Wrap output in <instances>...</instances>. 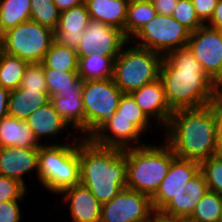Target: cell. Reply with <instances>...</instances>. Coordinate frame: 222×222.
<instances>
[{"instance_id":"cell-1","label":"cell","mask_w":222,"mask_h":222,"mask_svg":"<svg viewBox=\"0 0 222 222\" xmlns=\"http://www.w3.org/2000/svg\"><path fill=\"white\" fill-rule=\"evenodd\" d=\"M159 78L173 111L211 105L217 90L188 46L164 56Z\"/></svg>"},{"instance_id":"cell-7","label":"cell","mask_w":222,"mask_h":222,"mask_svg":"<svg viewBox=\"0 0 222 222\" xmlns=\"http://www.w3.org/2000/svg\"><path fill=\"white\" fill-rule=\"evenodd\" d=\"M123 92L113 78L86 80L82 84L85 139H90L117 111Z\"/></svg>"},{"instance_id":"cell-9","label":"cell","mask_w":222,"mask_h":222,"mask_svg":"<svg viewBox=\"0 0 222 222\" xmlns=\"http://www.w3.org/2000/svg\"><path fill=\"white\" fill-rule=\"evenodd\" d=\"M54 41V31L31 20L5 31V53L41 63Z\"/></svg>"},{"instance_id":"cell-12","label":"cell","mask_w":222,"mask_h":222,"mask_svg":"<svg viewBox=\"0 0 222 222\" xmlns=\"http://www.w3.org/2000/svg\"><path fill=\"white\" fill-rule=\"evenodd\" d=\"M128 41L120 29L90 19L76 52L78 57H86L91 53L100 52L115 60Z\"/></svg>"},{"instance_id":"cell-3","label":"cell","mask_w":222,"mask_h":222,"mask_svg":"<svg viewBox=\"0 0 222 222\" xmlns=\"http://www.w3.org/2000/svg\"><path fill=\"white\" fill-rule=\"evenodd\" d=\"M80 184L104 204L127 188L126 155L123 149L101 147L78 137Z\"/></svg>"},{"instance_id":"cell-37","label":"cell","mask_w":222,"mask_h":222,"mask_svg":"<svg viewBox=\"0 0 222 222\" xmlns=\"http://www.w3.org/2000/svg\"><path fill=\"white\" fill-rule=\"evenodd\" d=\"M27 190L21 182L0 175V203L10 200H24Z\"/></svg>"},{"instance_id":"cell-30","label":"cell","mask_w":222,"mask_h":222,"mask_svg":"<svg viewBox=\"0 0 222 222\" xmlns=\"http://www.w3.org/2000/svg\"><path fill=\"white\" fill-rule=\"evenodd\" d=\"M79 58L76 50L53 41L42 63L47 68L62 71H78Z\"/></svg>"},{"instance_id":"cell-35","label":"cell","mask_w":222,"mask_h":222,"mask_svg":"<svg viewBox=\"0 0 222 222\" xmlns=\"http://www.w3.org/2000/svg\"><path fill=\"white\" fill-rule=\"evenodd\" d=\"M172 16L191 32L204 25L196 14L191 0H179L174 8Z\"/></svg>"},{"instance_id":"cell-2","label":"cell","mask_w":222,"mask_h":222,"mask_svg":"<svg viewBox=\"0 0 222 222\" xmlns=\"http://www.w3.org/2000/svg\"><path fill=\"white\" fill-rule=\"evenodd\" d=\"M163 130L164 141L178 158L201 162L220 153L212 105L175 110Z\"/></svg>"},{"instance_id":"cell-24","label":"cell","mask_w":222,"mask_h":222,"mask_svg":"<svg viewBox=\"0 0 222 222\" xmlns=\"http://www.w3.org/2000/svg\"><path fill=\"white\" fill-rule=\"evenodd\" d=\"M54 109L77 131L80 137H85V113L82 94H69L50 97Z\"/></svg>"},{"instance_id":"cell-40","label":"cell","mask_w":222,"mask_h":222,"mask_svg":"<svg viewBox=\"0 0 222 222\" xmlns=\"http://www.w3.org/2000/svg\"><path fill=\"white\" fill-rule=\"evenodd\" d=\"M211 105L214 108L217 118L219 150L222 153V88H217Z\"/></svg>"},{"instance_id":"cell-43","label":"cell","mask_w":222,"mask_h":222,"mask_svg":"<svg viewBox=\"0 0 222 222\" xmlns=\"http://www.w3.org/2000/svg\"><path fill=\"white\" fill-rule=\"evenodd\" d=\"M10 92L8 89L0 86V120L8 116V101Z\"/></svg>"},{"instance_id":"cell-18","label":"cell","mask_w":222,"mask_h":222,"mask_svg":"<svg viewBox=\"0 0 222 222\" xmlns=\"http://www.w3.org/2000/svg\"><path fill=\"white\" fill-rule=\"evenodd\" d=\"M62 202L68 203L70 221L66 222H100L101 203L91 193V191L82 184L75 185L62 191ZM65 222V221H64Z\"/></svg>"},{"instance_id":"cell-29","label":"cell","mask_w":222,"mask_h":222,"mask_svg":"<svg viewBox=\"0 0 222 222\" xmlns=\"http://www.w3.org/2000/svg\"><path fill=\"white\" fill-rule=\"evenodd\" d=\"M30 0H0V27L4 31L30 20Z\"/></svg>"},{"instance_id":"cell-28","label":"cell","mask_w":222,"mask_h":222,"mask_svg":"<svg viewBox=\"0 0 222 222\" xmlns=\"http://www.w3.org/2000/svg\"><path fill=\"white\" fill-rule=\"evenodd\" d=\"M29 62L8 53L0 57V86L9 91L20 87Z\"/></svg>"},{"instance_id":"cell-38","label":"cell","mask_w":222,"mask_h":222,"mask_svg":"<svg viewBox=\"0 0 222 222\" xmlns=\"http://www.w3.org/2000/svg\"><path fill=\"white\" fill-rule=\"evenodd\" d=\"M20 202L24 200H10L0 203V222H22L23 211Z\"/></svg>"},{"instance_id":"cell-8","label":"cell","mask_w":222,"mask_h":222,"mask_svg":"<svg viewBox=\"0 0 222 222\" xmlns=\"http://www.w3.org/2000/svg\"><path fill=\"white\" fill-rule=\"evenodd\" d=\"M190 34L191 31L172 15L157 14L129 42L165 56L173 50L186 47Z\"/></svg>"},{"instance_id":"cell-20","label":"cell","mask_w":222,"mask_h":222,"mask_svg":"<svg viewBox=\"0 0 222 222\" xmlns=\"http://www.w3.org/2000/svg\"><path fill=\"white\" fill-rule=\"evenodd\" d=\"M25 121L41 145L60 144L61 142H51V138L56 140L57 136L62 137V132L70 128V125L54 109L51 101L33 112ZM42 141L45 142L42 143Z\"/></svg>"},{"instance_id":"cell-10","label":"cell","mask_w":222,"mask_h":222,"mask_svg":"<svg viewBox=\"0 0 222 222\" xmlns=\"http://www.w3.org/2000/svg\"><path fill=\"white\" fill-rule=\"evenodd\" d=\"M187 46L215 86L222 88V31L204 24L191 32Z\"/></svg>"},{"instance_id":"cell-44","label":"cell","mask_w":222,"mask_h":222,"mask_svg":"<svg viewBox=\"0 0 222 222\" xmlns=\"http://www.w3.org/2000/svg\"><path fill=\"white\" fill-rule=\"evenodd\" d=\"M85 0H53L60 12L71 9L75 6L81 5Z\"/></svg>"},{"instance_id":"cell-16","label":"cell","mask_w":222,"mask_h":222,"mask_svg":"<svg viewBox=\"0 0 222 222\" xmlns=\"http://www.w3.org/2000/svg\"><path fill=\"white\" fill-rule=\"evenodd\" d=\"M208 190L205 177L203 173L199 171L159 213L169 218L186 221L191 216L196 204Z\"/></svg>"},{"instance_id":"cell-21","label":"cell","mask_w":222,"mask_h":222,"mask_svg":"<svg viewBox=\"0 0 222 222\" xmlns=\"http://www.w3.org/2000/svg\"><path fill=\"white\" fill-rule=\"evenodd\" d=\"M48 102H50L48 90H28L18 87L10 92L8 116L25 121Z\"/></svg>"},{"instance_id":"cell-34","label":"cell","mask_w":222,"mask_h":222,"mask_svg":"<svg viewBox=\"0 0 222 222\" xmlns=\"http://www.w3.org/2000/svg\"><path fill=\"white\" fill-rule=\"evenodd\" d=\"M200 171L205 177L209 191L222 195V153L201 161Z\"/></svg>"},{"instance_id":"cell-11","label":"cell","mask_w":222,"mask_h":222,"mask_svg":"<svg viewBox=\"0 0 222 222\" xmlns=\"http://www.w3.org/2000/svg\"><path fill=\"white\" fill-rule=\"evenodd\" d=\"M154 213L149 196L125 188L101 204L100 222H149Z\"/></svg>"},{"instance_id":"cell-25","label":"cell","mask_w":222,"mask_h":222,"mask_svg":"<svg viewBox=\"0 0 222 222\" xmlns=\"http://www.w3.org/2000/svg\"><path fill=\"white\" fill-rule=\"evenodd\" d=\"M43 71L50 97L82 94L83 79L78 75V71H62L47 68L44 64Z\"/></svg>"},{"instance_id":"cell-41","label":"cell","mask_w":222,"mask_h":222,"mask_svg":"<svg viewBox=\"0 0 222 222\" xmlns=\"http://www.w3.org/2000/svg\"><path fill=\"white\" fill-rule=\"evenodd\" d=\"M179 0H153L158 14L171 16Z\"/></svg>"},{"instance_id":"cell-31","label":"cell","mask_w":222,"mask_h":222,"mask_svg":"<svg viewBox=\"0 0 222 222\" xmlns=\"http://www.w3.org/2000/svg\"><path fill=\"white\" fill-rule=\"evenodd\" d=\"M221 209L222 195L208 190L185 222H218Z\"/></svg>"},{"instance_id":"cell-19","label":"cell","mask_w":222,"mask_h":222,"mask_svg":"<svg viewBox=\"0 0 222 222\" xmlns=\"http://www.w3.org/2000/svg\"><path fill=\"white\" fill-rule=\"evenodd\" d=\"M90 19L85 2L60 12L58 24L54 30V41L76 50Z\"/></svg>"},{"instance_id":"cell-33","label":"cell","mask_w":222,"mask_h":222,"mask_svg":"<svg viewBox=\"0 0 222 222\" xmlns=\"http://www.w3.org/2000/svg\"><path fill=\"white\" fill-rule=\"evenodd\" d=\"M30 5V20L54 31L58 24L60 11L53 0H30Z\"/></svg>"},{"instance_id":"cell-23","label":"cell","mask_w":222,"mask_h":222,"mask_svg":"<svg viewBox=\"0 0 222 222\" xmlns=\"http://www.w3.org/2000/svg\"><path fill=\"white\" fill-rule=\"evenodd\" d=\"M39 148L37 141L26 121L6 116L0 120V147Z\"/></svg>"},{"instance_id":"cell-22","label":"cell","mask_w":222,"mask_h":222,"mask_svg":"<svg viewBox=\"0 0 222 222\" xmlns=\"http://www.w3.org/2000/svg\"><path fill=\"white\" fill-rule=\"evenodd\" d=\"M91 19L123 31L130 0H85Z\"/></svg>"},{"instance_id":"cell-6","label":"cell","mask_w":222,"mask_h":222,"mask_svg":"<svg viewBox=\"0 0 222 222\" xmlns=\"http://www.w3.org/2000/svg\"><path fill=\"white\" fill-rule=\"evenodd\" d=\"M163 58L128 41L114 60L113 80L123 93H131L159 79Z\"/></svg>"},{"instance_id":"cell-27","label":"cell","mask_w":222,"mask_h":222,"mask_svg":"<svg viewBox=\"0 0 222 222\" xmlns=\"http://www.w3.org/2000/svg\"><path fill=\"white\" fill-rule=\"evenodd\" d=\"M157 14L152 2L130 0L124 25V36L130 40L143 25L147 24Z\"/></svg>"},{"instance_id":"cell-15","label":"cell","mask_w":222,"mask_h":222,"mask_svg":"<svg viewBox=\"0 0 222 222\" xmlns=\"http://www.w3.org/2000/svg\"><path fill=\"white\" fill-rule=\"evenodd\" d=\"M130 94L141 110L153 121V125L157 123L156 128L164 129L167 126L174 111L166 100L160 78L132 91Z\"/></svg>"},{"instance_id":"cell-26","label":"cell","mask_w":222,"mask_h":222,"mask_svg":"<svg viewBox=\"0 0 222 222\" xmlns=\"http://www.w3.org/2000/svg\"><path fill=\"white\" fill-rule=\"evenodd\" d=\"M78 75L86 80L113 78L114 59L100 52L78 57Z\"/></svg>"},{"instance_id":"cell-4","label":"cell","mask_w":222,"mask_h":222,"mask_svg":"<svg viewBox=\"0 0 222 222\" xmlns=\"http://www.w3.org/2000/svg\"><path fill=\"white\" fill-rule=\"evenodd\" d=\"M126 155L127 188L152 198L166 177L176 155L164 141L123 149Z\"/></svg>"},{"instance_id":"cell-13","label":"cell","mask_w":222,"mask_h":222,"mask_svg":"<svg viewBox=\"0 0 222 222\" xmlns=\"http://www.w3.org/2000/svg\"><path fill=\"white\" fill-rule=\"evenodd\" d=\"M143 134L129 119L117 117V111L90 140L101 147L127 149L147 143L142 140Z\"/></svg>"},{"instance_id":"cell-46","label":"cell","mask_w":222,"mask_h":222,"mask_svg":"<svg viewBox=\"0 0 222 222\" xmlns=\"http://www.w3.org/2000/svg\"><path fill=\"white\" fill-rule=\"evenodd\" d=\"M5 53V31L0 27V57Z\"/></svg>"},{"instance_id":"cell-14","label":"cell","mask_w":222,"mask_h":222,"mask_svg":"<svg viewBox=\"0 0 222 222\" xmlns=\"http://www.w3.org/2000/svg\"><path fill=\"white\" fill-rule=\"evenodd\" d=\"M200 171V162L176 157L151 198L155 212H159Z\"/></svg>"},{"instance_id":"cell-5","label":"cell","mask_w":222,"mask_h":222,"mask_svg":"<svg viewBox=\"0 0 222 222\" xmlns=\"http://www.w3.org/2000/svg\"><path fill=\"white\" fill-rule=\"evenodd\" d=\"M76 135L73 140L65 136L66 143L39 147L37 181L52 195L58 196L65 189L80 184L79 134Z\"/></svg>"},{"instance_id":"cell-42","label":"cell","mask_w":222,"mask_h":222,"mask_svg":"<svg viewBox=\"0 0 222 222\" xmlns=\"http://www.w3.org/2000/svg\"><path fill=\"white\" fill-rule=\"evenodd\" d=\"M206 25L221 30L222 29V0H218L212 17Z\"/></svg>"},{"instance_id":"cell-45","label":"cell","mask_w":222,"mask_h":222,"mask_svg":"<svg viewBox=\"0 0 222 222\" xmlns=\"http://www.w3.org/2000/svg\"><path fill=\"white\" fill-rule=\"evenodd\" d=\"M152 222H185V221L169 218L164 215H161L159 212H155L152 215Z\"/></svg>"},{"instance_id":"cell-39","label":"cell","mask_w":222,"mask_h":222,"mask_svg":"<svg viewBox=\"0 0 222 222\" xmlns=\"http://www.w3.org/2000/svg\"><path fill=\"white\" fill-rule=\"evenodd\" d=\"M199 19L206 24L217 5L218 0H191Z\"/></svg>"},{"instance_id":"cell-47","label":"cell","mask_w":222,"mask_h":222,"mask_svg":"<svg viewBox=\"0 0 222 222\" xmlns=\"http://www.w3.org/2000/svg\"><path fill=\"white\" fill-rule=\"evenodd\" d=\"M135 1H142V2H153V0H135Z\"/></svg>"},{"instance_id":"cell-48","label":"cell","mask_w":222,"mask_h":222,"mask_svg":"<svg viewBox=\"0 0 222 222\" xmlns=\"http://www.w3.org/2000/svg\"><path fill=\"white\" fill-rule=\"evenodd\" d=\"M218 222H222V209H221L220 218Z\"/></svg>"},{"instance_id":"cell-36","label":"cell","mask_w":222,"mask_h":222,"mask_svg":"<svg viewBox=\"0 0 222 222\" xmlns=\"http://www.w3.org/2000/svg\"><path fill=\"white\" fill-rule=\"evenodd\" d=\"M20 87L28 90H47L42 62L28 64Z\"/></svg>"},{"instance_id":"cell-17","label":"cell","mask_w":222,"mask_h":222,"mask_svg":"<svg viewBox=\"0 0 222 222\" xmlns=\"http://www.w3.org/2000/svg\"><path fill=\"white\" fill-rule=\"evenodd\" d=\"M39 148L0 147V175L21 182L25 175L38 171Z\"/></svg>"},{"instance_id":"cell-32","label":"cell","mask_w":222,"mask_h":222,"mask_svg":"<svg viewBox=\"0 0 222 222\" xmlns=\"http://www.w3.org/2000/svg\"><path fill=\"white\" fill-rule=\"evenodd\" d=\"M117 117H125L131 120V122L143 133L148 131L153 125L151 119L144 113L137 105L134 98L130 93H123L120 98L117 108Z\"/></svg>"}]
</instances>
